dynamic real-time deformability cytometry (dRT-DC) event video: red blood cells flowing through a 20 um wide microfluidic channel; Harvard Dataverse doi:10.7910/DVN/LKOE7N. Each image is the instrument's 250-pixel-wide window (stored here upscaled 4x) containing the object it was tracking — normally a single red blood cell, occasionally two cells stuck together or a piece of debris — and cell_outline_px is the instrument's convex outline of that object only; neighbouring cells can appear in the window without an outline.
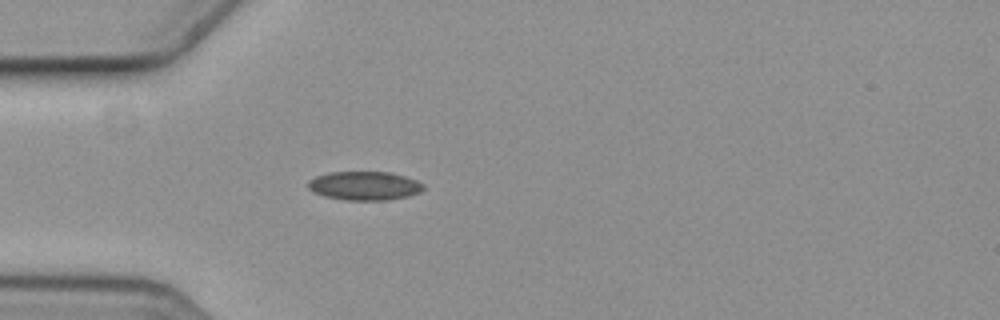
{"species": "common noctule bat (a hibernating species)", "species_latin": "Nyctalus noctula", "temperature_condition": "cold", "stored_images_in_passage": 1, "camera_frame_rate_fps": 3000, "um_per_image_px": 0.085, "animal": {"sex": "female", "body_mass_g": 19.3, "forearm_length_mm": 54.1}, "frame": {"image": 1, "passage_image": 1, "time_ms": 0.0, "image_size_px": [1000, 320], "cell_outline_px": [[424, 188], [420, 192], [408, 196], [388, 200], [344, 200], [324, 196], [312, 192], [308, 188], [308, 180], [316, 176], [328, 172], [392, 172], [416, 180], [424, 184]], "centroid_in_image_um": [30.96, 15.79], "position_along_channel_um": 54.0, "area_um2": 19.48}}